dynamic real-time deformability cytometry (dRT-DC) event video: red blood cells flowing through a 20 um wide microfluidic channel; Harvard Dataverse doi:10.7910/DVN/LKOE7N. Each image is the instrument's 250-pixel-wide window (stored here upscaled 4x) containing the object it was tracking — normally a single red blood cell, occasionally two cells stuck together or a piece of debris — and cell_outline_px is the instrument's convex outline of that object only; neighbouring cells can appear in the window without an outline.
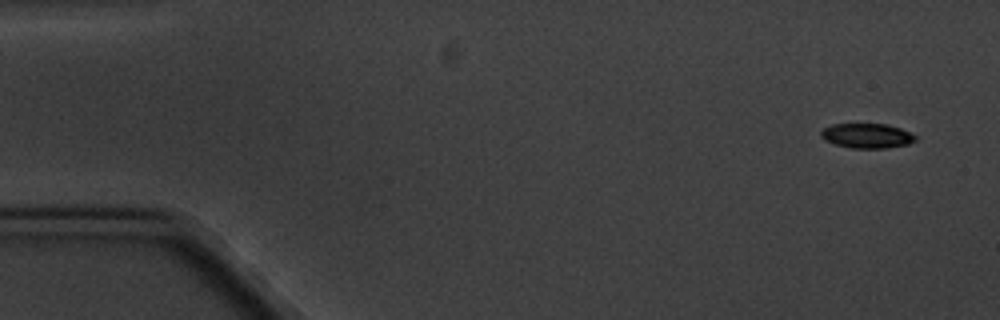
{"species": "common noctule bat (a hibernating species)", "species_latin": "Nyctalus noctula", "temperature_condition": "cold", "stored_images_in_passage": 5, "camera_frame_rate_fps": 3000, "um_per_image_px": 0.085, "animal": {"sex": "male", "body_mass_g": 20.1, "forearm_length_mm": 53.5}, "frame": {"image": 1, "passage_image": 1, "time_ms": 0.0, "image_size_px": [1000, 320], "cell_outline_px": [[916, 140], [908, 144], [884, 148], [852, 148], [836, 144], [824, 140], [820, 136], [820, 132], [824, 128], [832, 124], [888, 124], [900, 128], [916, 136]], "centroid_in_image_um": [73.67, 11.53], "position_along_channel_um": 11.3, "area_um2": 13.53}}
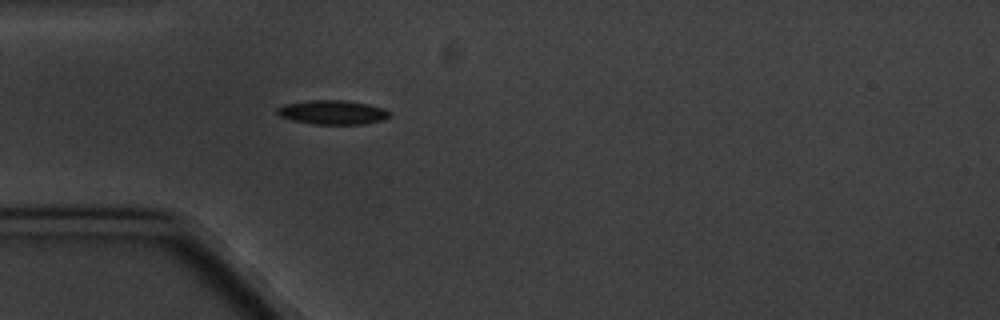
{"frame": {"image": 2, "passage_image": 5, "time_ms": 4.667, "image_size_px": [1000, 320], "cell_outline_px": [[392, 116], [384, 120], [364, 124], [312, 124], [292, 120], [280, 116], [276, 112], [276, 108], [284, 104], [312, 100], [344, 100], [368, 104], [384, 108], [392, 112]], "centroid_in_image_um": [28.31, 9.55], "position_along_channel_um": 56.7, "area_um2": 16.01}}